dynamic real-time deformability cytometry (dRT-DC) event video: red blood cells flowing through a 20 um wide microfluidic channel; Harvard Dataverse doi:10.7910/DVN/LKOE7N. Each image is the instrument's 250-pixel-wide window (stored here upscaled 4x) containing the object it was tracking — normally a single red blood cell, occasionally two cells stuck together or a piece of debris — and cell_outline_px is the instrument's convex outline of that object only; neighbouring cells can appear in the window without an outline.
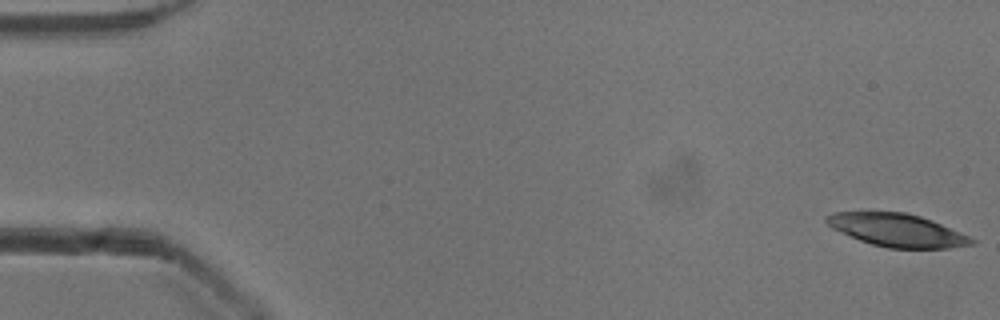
{"species": "common noctule bat (a hibernating species)", "species_latin": "Nyctalus noctula", "temperature_condition": "cold", "stored_images_in_passage": 47, "camera_frame_rate_fps": 3000, "um_per_image_px": 0.085, "animal": {"sex": "male", "body_mass_g": 13.3}, "frame": {"image": 1, "passage_image": 1, "time_ms": 0.0, "image_size_px": [1000, 320], "cell_outline_px": [[976, 244], [948, 248], [888, 248], [872, 244], [860, 240], [840, 232], [832, 228], [824, 220], [824, 216], [836, 212], [904, 212], [920, 216], [932, 220], [960, 232], [976, 240]], "centroid_in_image_um": [76.26, 19.56], "position_along_channel_um": 8.7, "area_um2": 27.69}}
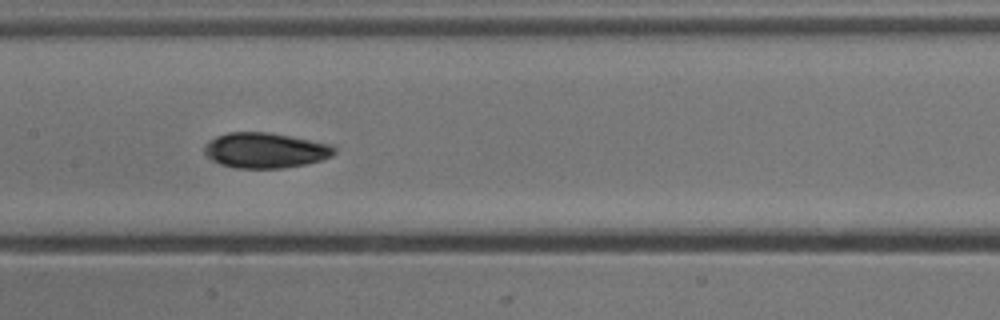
{"frame": {"image": 2, "passage_image": 26, "time_ms": 8.333, "image_size_px": [1000, 320], "cell_outline_px": [[336, 152], [332, 156], [320, 160], [304, 164], [284, 168], [236, 168], [220, 164], [212, 160], [204, 152], [204, 144], [208, 140], [216, 136], [228, 132], [268, 132], [332, 144], [336, 148]], "centroid_in_image_um": [22.53, 12.77], "position_along_channel_um": 184.9, "area_um2": 26.82}}
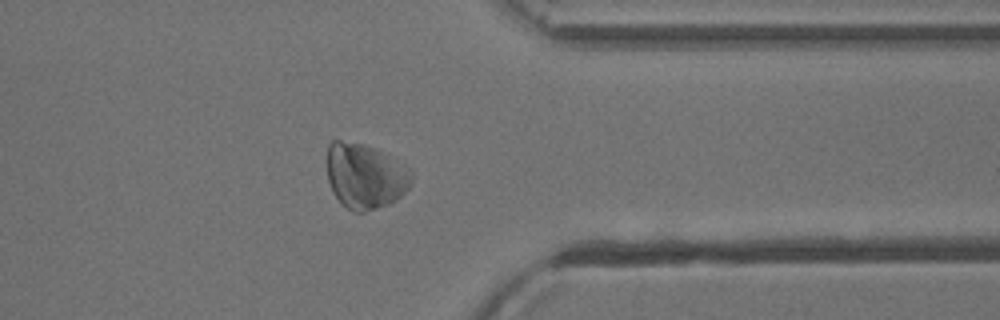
{"frame": {"image": 3, "passage_image": 42, "time_ms": 13.667, "image_size_px": [1000, 320], "cell_outline_px": [[412, 184], [396, 200], [388, 204], [364, 212], [352, 212], [336, 196], [328, 180], [328, 144], [332, 140], [340, 140], [364, 144], [376, 148], [412, 176]], "centroid_in_image_um": [30.98, 14.97], "position_along_channel_um": 380.4, "area_um2": 31.15}, "authors_computed_cell_mechanics": {"area_um2": 27.8018, "velocity_mm_per_s": 3.8301, "shape_relaxation_time_tau1_ms": 2.9637, "shape_relaxation_time_tau2_ms": 3.4408, "deformation_change_tau1": 0.1704, "deformation_change_tau2": 0.1233}}